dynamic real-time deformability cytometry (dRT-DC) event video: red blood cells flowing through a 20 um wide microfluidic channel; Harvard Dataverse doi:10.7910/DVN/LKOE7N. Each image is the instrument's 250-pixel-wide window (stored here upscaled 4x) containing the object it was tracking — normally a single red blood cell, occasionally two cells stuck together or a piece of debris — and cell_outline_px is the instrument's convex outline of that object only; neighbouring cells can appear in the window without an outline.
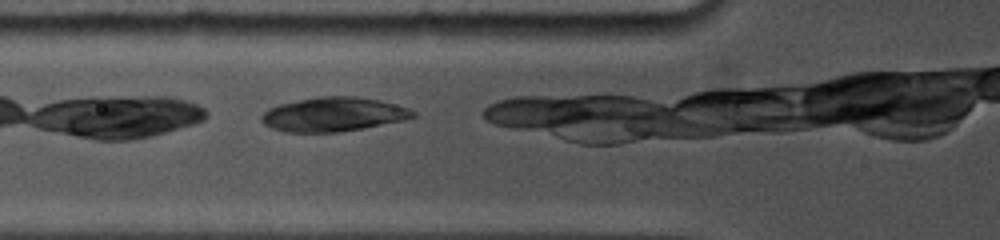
{"species": "common noctule bat (a hibernating species)", "species_latin": "Nyctalus noctula", "temperature_condition": "cold", "stored_images_in_passage": 11, "camera_frame_rate_fps": 5000, "um_per_image_px": 0.085, "animal": {"sex": "female", "body_mass_g": 19.0, "forearm_length_mm": 53.3}, "frame": {"image": 1, "passage_image": 2, "time_ms": 0.6, "image_size_px": [1000, 240], "cell_outline_px": [[416, 116], [404, 120], [364, 128], [340, 132], [284, 132], [272, 128], [264, 124], [260, 120], [260, 116], [268, 108], [276, 104], [320, 96], [356, 96], [380, 100], [408, 108], [416, 112]], "centroid_in_image_um": [28.31, 9.72], "position_along_channel_um": 97.5, "area_um2": 30.35}}
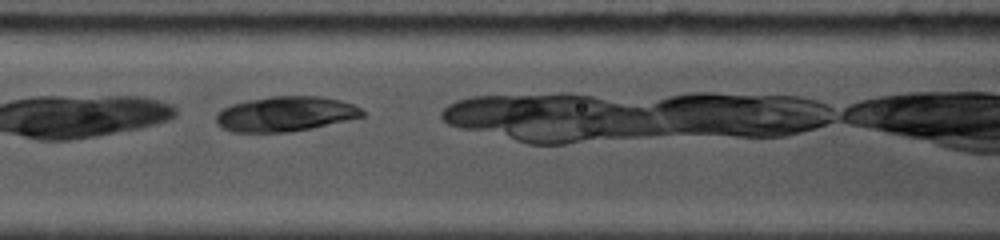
{"frame": {"image": 2, "passage_image": 5, "time_ms": 1.8, "image_size_px": [1000, 240], "cell_outline_px": [[364, 116], [348, 120], [312, 128], [288, 132], [232, 132], [216, 124], [216, 112], [232, 104], [244, 100], [272, 96], [320, 96], [340, 100], [352, 104], [360, 108], [364, 112]], "centroid_in_image_um": [24.24, 9.68], "position_along_channel_um": 142.4, "area_um2": 29.88}}